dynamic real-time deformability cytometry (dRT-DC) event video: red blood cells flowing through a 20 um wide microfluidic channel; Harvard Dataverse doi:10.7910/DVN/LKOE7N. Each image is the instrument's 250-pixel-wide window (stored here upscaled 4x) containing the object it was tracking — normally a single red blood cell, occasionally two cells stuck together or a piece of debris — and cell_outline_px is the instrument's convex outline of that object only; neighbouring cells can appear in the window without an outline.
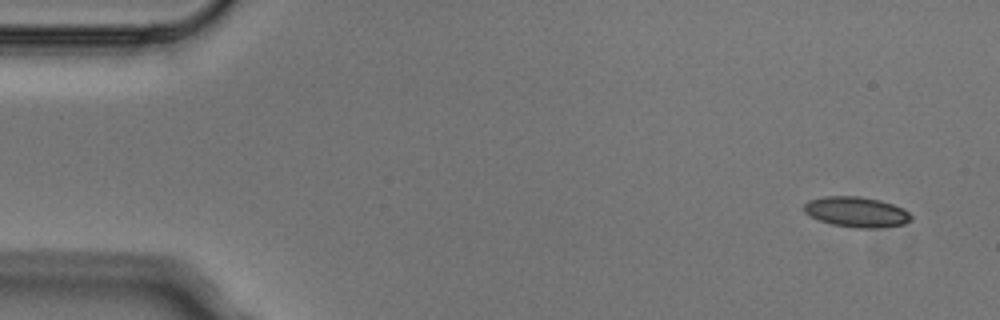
{"species": "Egyptian fruit bat (a non-hibernating species)", "species_latin": "Rousettus aegyptiacus", "temperature_condition": "cold", "stored_images_in_passage": 5, "camera_frame_rate_fps": 3000, "um_per_image_px": 0.085, "animal": {"sex": "male"}, "frame": {"image": 1, "passage_image": 1, "time_ms": 0.0, "image_size_px": [1000, 320], "cell_outline_px": [[912, 220], [904, 224], [876, 228], [856, 228], [832, 224], [820, 220], [804, 212], [804, 204], [808, 200], [824, 196], [860, 196], [880, 200], [904, 208], [912, 216]], "centroid_in_image_um": [72.82, 18.01], "position_along_channel_um": 12.2, "area_um2": 18.96}}
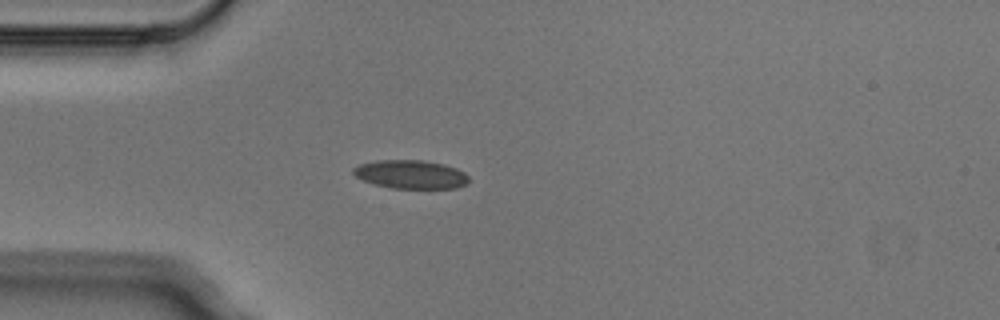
{"frame": {"image": 2, "passage_image": 4, "time_ms": 1.0, "image_size_px": [1000, 320], "cell_outline_px": [[468, 184], [456, 188], [392, 188], [376, 184], [364, 180], [356, 176], [352, 172], [352, 168], [360, 164], [376, 160], [424, 160], [444, 164], [456, 168], [464, 172], [468, 176]], "centroid_in_image_um": [34.93, 14.81], "position_along_channel_um": 50.1, "area_um2": 19.19}}